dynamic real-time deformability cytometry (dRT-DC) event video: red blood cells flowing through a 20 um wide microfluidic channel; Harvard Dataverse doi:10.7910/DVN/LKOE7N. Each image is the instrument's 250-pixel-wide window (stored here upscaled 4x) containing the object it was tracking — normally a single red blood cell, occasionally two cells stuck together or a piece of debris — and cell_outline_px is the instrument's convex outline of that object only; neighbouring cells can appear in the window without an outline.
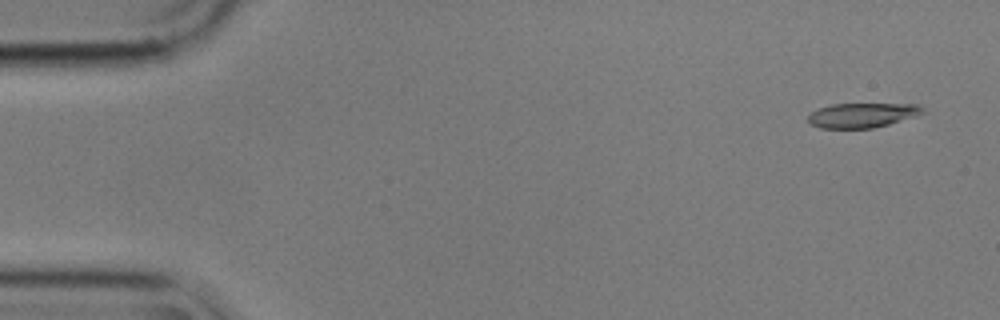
{"species": "common noctule bat (a hibernating species)", "species_latin": "Nyctalus noctula", "temperature_condition": "cold", "stored_images_in_passage": 6, "camera_frame_rate_fps": 3000, "um_per_image_px": 0.085, "animal": {"sex": "male", "body_mass_g": 17.9}, "frame": {"image": 1, "passage_image": 1, "time_ms": 0.0, "image_size_px": [1000, 320], "cell_outline_px": [[924, 112], [916, 116], [888, 124], [872, 128], [820, 128], [808, 124], [808, 116], [812, 112], [820, 108], [832, 104], [920, 104], [924, 108]], "centroid_in_image_um": [73.29, 9.79], "position_along_channel_um": 11.7, "area_um2": 16.42}}
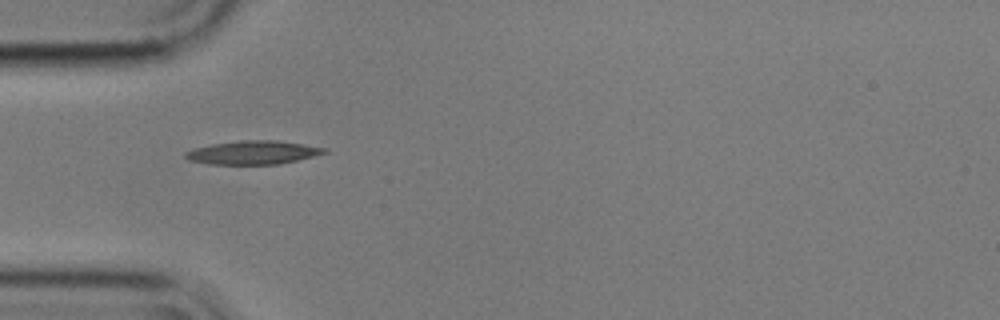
{"frame": {"image": 2, "passage_image": 5, "time_ms": 1.333, "image_size_px": [1000, 320], "cell_outline_px": [[328, 152], [280, 164], [208, 164], [188, 160], [184, 156], [184, 152], [196, 148], [212, 144], [240, 140], [276, 140], [328, 148]], "centroid_in_image_um": [21.49, 12.96], "position_along_channel_um": 63.5, "area_um2": 18.96}}
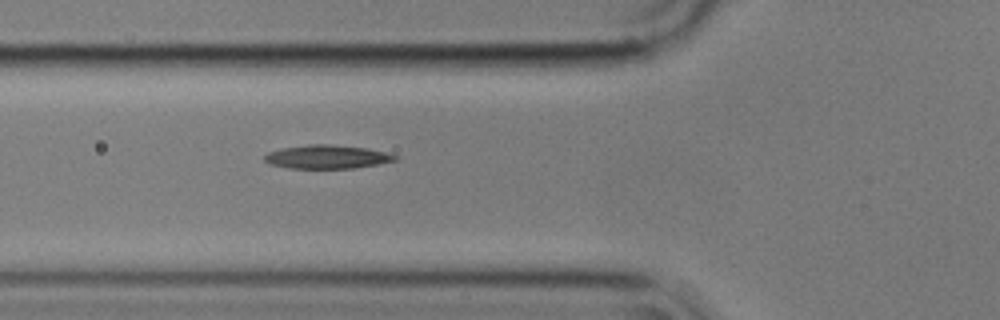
{"frame": {"image": 3, "passage_image": 6, "time_ms": 1.667, "image_size_px": [1000, 320], "cell_outline_px": [[400, 160], [356, 168], [288, 168], [272, 164], [264, 160], [264, 156], [268, 152], [284, 148], [308, 144], [328, 144], [368, 148], [388, 152], [400, 156]], "centroid_in_image_um": [27.9, 13.33], "position_along_channel_um": 97.9, "area_um2": 18.09}}